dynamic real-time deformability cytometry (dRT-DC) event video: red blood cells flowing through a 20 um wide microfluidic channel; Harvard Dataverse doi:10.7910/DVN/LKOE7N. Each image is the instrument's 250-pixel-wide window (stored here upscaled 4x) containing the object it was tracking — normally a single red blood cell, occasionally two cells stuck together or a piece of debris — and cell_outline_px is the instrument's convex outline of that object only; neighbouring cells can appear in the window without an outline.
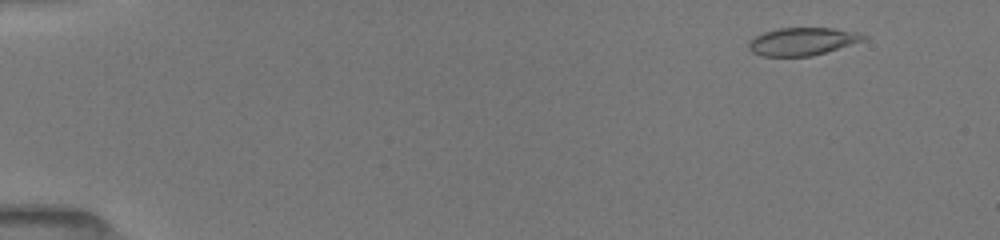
{"species": "common noctule bat (a hibernating species)", "species_latin": "Nyctalus noctula", "temperature_condition": "room temperature", "stored_images_in_passage": 15, "camera_frame_rate_fps": 3000, "um_per_image_px": 0.085, "animal": {"sex": "female", "body_mass_g": 19.5, "forearm_length_mm": 54.1}, "frame": {"image": 1, "passage_image": 4, "time_ms": 1.333, "image_size_px": [1000, 240], "cell_outline_px": [[868, 36], [864, 40], [812, 56], [760, 56], [752, 52], [748, 48], [748, 40], [752, 36], [776, 28], [832, 28], [860, 32]], "centroid_in_image_um": [68.15, 3.51], "position_along_channel_um": 16.9, "area_um2": 18.73}}
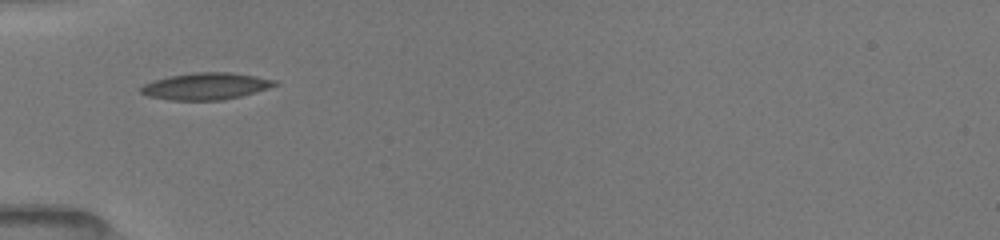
{"frame": {"image": 2, "passage_image": 11, "time_ms": 5.667, "image_size_px": [1000, 240], "cell_outline_px": [[280, 84], [268, 88], [240, 96], [224, 100], [168, 100], [148, 96], [140, 92], [140, 88], [144, 84], [152, 80], [168, 76], [196, 72], [232, 72], [276, 80]], "centroid_in_image_um": [17.47, 7.32], "position_along_channel_um": 67.5, "area_um2": 20.98}}
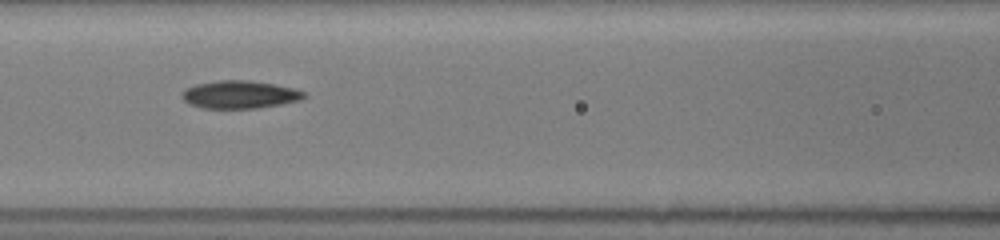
{"frame": {"image": 3, "passage_image": 14, "time_ms": 7.667, "image_size_px": [1000, 240], "cell_outline_px": [[308, 96], [300, 100], [280, 104], [256, 108], [204, 108], [188, 104], [184, 100], [184, 92], [188, 88], [196, 84], [216, 80], [248, 80], [276, 84], [296, 88], [304, 92]], "centroid_in_image_um": [20.44, 8.03], "position_along_channel_um": 146.2, "area_um2": 19.71}}